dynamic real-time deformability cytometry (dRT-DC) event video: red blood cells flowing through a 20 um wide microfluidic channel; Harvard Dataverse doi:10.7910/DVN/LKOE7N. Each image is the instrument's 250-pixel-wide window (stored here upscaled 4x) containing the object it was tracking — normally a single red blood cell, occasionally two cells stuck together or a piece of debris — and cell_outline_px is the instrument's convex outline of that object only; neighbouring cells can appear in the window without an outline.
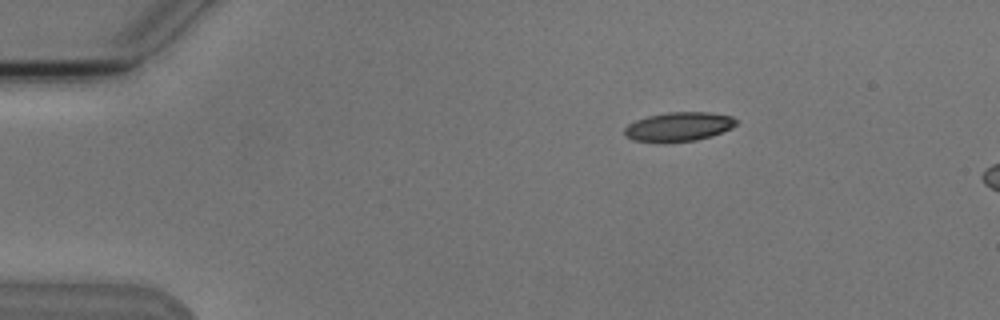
{"species": "Egyptian fruit bat (a non-hibernating species)", "species_latin": "Rousettus aegyptiacus", "temperature_condition": "cold", "stored_images_in_passage": 4, "camera_frame_rate_fps": 3000, "um_per_image_px": 0.085, "animal": {"sex": "male"}, "frame": {"image": 1, "passage_image": 1, "time_ms": 0.0, "image_size_px": [1000, 320], "cell_outline_px": [[736, 124], [732, 128], [696, 140], [632, 140], [624, 136], [624, 128], [628, 124], [636, 120], [648, 116], [668, 112], [708, 112], [732, 116], [736, 120]], "centroid_in_image_um": [57.68, 10.73], "position_along_channel_um": 27.3, "area_um2": 18.26}}